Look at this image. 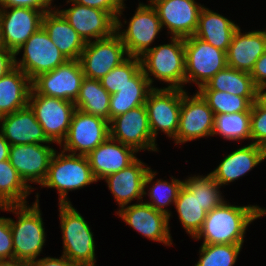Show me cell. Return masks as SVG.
I'll return each instance as SVG.
<instances>
[{
    "mask_svg": "<svg viewBox=\"0 0 266 266\" xmlns=\"http://www.w3.org/2000/svg\"><path fill=\"white\" fill-rule=\"evenodd\" d=\"M10 144L0 132V162L9 159Z\"/></svg>",
    "mask_w": 266,
    "mask_h": 266,
    "instance_id": "7dc6e473",
    "label": "cell"
},
{
    "mask_svg": "<svg viewBox=\"0 0 266 266\" xmlns=\"http://www.w3.org/2000/svg\"><path fill=\"white\" fill-rule=\"evenodd\" d=\"M199 90H217L242 97L258 96V88L254 85L250 73L229 66L217 72Z\"/></svg>",
    "mask_w": 266,
    "mask_h": 266,
    "instance_id": "4dcf8cb0",
    "label": "cell"
},
{
    "mask_svg": "<svg viewBox=\"0 0 266 266\" xmlns=\"http://www.w3.org/2000/svg\"><path fill=\"white\" fill-rule=\"evenodd\" d=\"M79 5L88 6L95 9H101L109 12L115 19L124 17L126 4L122 0H69Z\"/></svg>",
    "mask_w": 266,
    "mask_h": 266,
    "instance_id": "60d3db41",
    "label": "cell"
},
{
    "mask_svg": "<svg viewBox=\"0 0 266 266\" xmlns=\"http://www.w3.org/2000/svg\"><path fill=\"white\" fill-rule=\"evenodd\" d=\"M257 100L266 108V86L258 89Z\"/></svg>",
    "mask_w": 266,
    "mask_h": 266,
    "instance_id": "681fc988",
    "label": "cell"
},
{
    "mask_svg": "<svg viewBox=\"0 0 266 266\" xmlns=\"http://www.w3.org/2000/svg\"><path fill=\"white\" fill-rule=\"evenodd\" d=\"M125 224L151 241L171 246L169 216L141 201L118 209L115 212Z\"/></svg>",
    "mask_w": 266,
    "mask_h": 266,
    "instance_id": "9a60e30c",
    "label": "cell"
},
{
    "mask_svg": "<svg viewBox=\"0 0 266 266\" xmlns=\"http://www.w3.org/2000/svg\"><path fill=\"white\" fill-rule=\"evenodd\" d=\"M36 193L35 202L31 205H8L0 207V211L15 214L17 220L9 218L14 246V259L31 262L43 253L46 242L45 226L40 210L39 196Z\"/></svg>",
    "mask_w": 266,
    "mask_h": 266,
    "instance_id": "7a4b0ae2",
    "label": "cell"
},
{
    "mask_svg": "<svg viewBox=\"0 0 266 266\" xmlns=\"http://www.w3.org/2000/svg\"><path fill=\"white\" fill-rule=\"evenodd\" d=\"M250 75L258 89L266 86V52L256 61Z\"/></svg>",
    "mask_w": 266,
    "mask_h": 266,
    "instance_id": "ee69618b",
    "label": "cell"
},
{
    "mask_svg": "<svg viewBox=\"0 0 266 266\" xmlns=\"http://www.w3.org/2000/svg\"><path fill=\"white\" fill-rule=\"evenodd\" d=\"M21 52L23 55L18 59L16 56ZM67 60L42 26L15 53V67L21 69L31 80L54 70Z\"/></svg>",
    "mask_w": 266,
    "mask_h": 266,
    "instance_id": "9c48e42d",
    "label": "cell"
},
{
    "mask_svg": "<svg viewBox=\"0 0 266 266\" xmlns=\"http://www.w3.org/2000/svg\"><path fill=\"white\" fill-rule=\"evenodd\" d=\"M137 153L132 147L124 145L109 136L92 150L87 158L93 176L99 181L127 167L137 158Z\"/></svg>",
    "mask_w": 266,
    "mask_h": 266,
    "instance_id": "cb8c5ba5",
    "label": "cell"
},
{
    "mask_svg": "<svg viewBox=\"0 0 266 266\" xmlns=\"http://www.w3.org/2000/svg\"><path fill=\"white\" fill-rule=\"evenodd\" d=\"M44 13L33 8H0V32L3 47L16 51L42 26Z\"/></svg>",
    "mask_w": 266,
    "mask_h": 266,
    "instance_id": "ffe728a7",
    "label": "cell"
},
{
    "mask_svg": "<svg viewBox=\"0 0 266 266\" xmlns=\"http://www.w3.org/2000/svg\"><path fill=\"white\" fill-rule=\"evenodd\" d=\"M185 178L184 186L192 193L196 194L201 203V207L208 213L213 208L218 207L226 198H224L221 186L214 177L207 175H191Z\"/></svg>",
    "mask_w": 266,
    "mask_h": 266,
    "instance_id": "d590c367",
    "label": "cell"
},
{
    "mask_svg": "<svg viewBox=\"0 0 266 266\" xmlns=\"http://www.w3.org/2000/svg\"><path fill=\"white\" fill-rule=\"evenodd\" d=\"M185 85L196 84L198 91L227 66L226 52L193 36L184 38Z\"/></svg>",
    "mask_w": 266,
    "mask_h": 266,
    "instance_id": "52a82bcc",
    "label": "cell"
},
{
    "mask_svg": "<svg viewBox=\"0 0 266 266\" xmlns=\"http://www.w3.org/2000/svg\"><path fill=\"white\" fill-rule=\"evenodd\" d=\"M266 52V29L242 32L235 31L226 53L227 66L251 73L254 64Z\"/></svg>",
    "mask_w": 266,
    "mask_h": 266,
    "instance_id": "d4e9b609",
    "label": "cell"
},
{
    "mask_svg": "<svg viewBox=\"0 0 266 266\" xmlns=\"http://www.w3.org/2000/svg\"><path fill=\"white\" fill-rule=\"evenodd\" d=\"M71 4L69 8L61 5L55 9L69 22L85 43L112 36L116 32V19L106 11L88 6Z\"/></svg>",
    "mask_w": 266,
    "mask_h": 266,
    "instance_id": "e0dca14e",
    "label": "cell"
},
{
    "mask_svg": "<svg viewBox=\"0 0 266 266\" xmlns=\"http://www.w3.org/2000/svg\"><path fill=\"white\" fill-rule=\"evenodd\" d=\"M28 105L48 140L60 146L69 131L76 109L74 102L37 94L31 89Z\"/></svg>",
    "mask_w": 266,
    "mask_h": 266,
    "instance_id": "30bf717a",
    "label": "cell"
},
{
    "mask_svg": "<svg viewBox=\"0 0 266 266\" xmlns=\"http://www.w3.org/2000/svg\"><path fill=\"white\" fill-rule=\"evenodd\" d=\"M15 67V54L6 49L0 48V78L6 75Z\"/></svg>",
    "mask_w": 266,
    "mask_h": 266,
    "instance_id": "bcb514c9",
    "label": "cell"
},
{
    "mask_svg": "<svg viewBox=\"0 0 266 266\" xmlns=\"http://www.w3.org/2000/svg\"><path fill=\"white\" fill-rule=\"evenodd\" d=\"M141 69L140 58L129 56L119 66L110 70L100 79L101 85L112 95L130 83V79Z\"/></svg>",
    "mask_w": 266,
    "mask_h": 266,
    "instance_id": "f35d334b",
    "label": "cell"
},
{
    "mask_svg": "<svg viewBox=\"0 0 266 266\" xmlns=\"http://www.w3.org/2000/svg\"><path fill=\"white\" fill-rule=\"evenodd\" d=\"M111 94L101 85L100 80L84 78L75 107L90 115L109 121V102Z\"/></svg>",
    "mask_w": 266,
    "mask_h": 266,
    "instance_id": "1f68e13d",
    "label": "cell"
},
{
    "mask_svg": "<svg viewBox=\"0 0 266 266\" xmlns=\"http://www.w3.org/2000/svg\"><path fill=\"white\" fill-rule=\"evenodd\" d=\"M152 89L153 87L141 69L130 79V83L111 95L109 102V122L116 116L145 105L147 96Z\"/></svg>",
    "mask_w": 266,
    "mask_h": 266,
    "instance_id": "f1b7e54d",
    "label": "cell"
},
{
    "mask_svg": "<svg viewBox=\"0 0 266 266\" xmlns=\"http://www.w3.org/2000/svg\"><path fill=\"white\" fill-rule=\"evenodd\" d=\"M251 109L246 112L214 114L213 136L228 141H251Z\"/></svg>",
    "mask_w": 266,
    "mask_h": 266,
    "instance_id": "e575fe53",
    "label": "cell"
},
{
    "mask_svg": "<svg viewBox=\"0 0 266 266\" xmlns=\"http://www.w3.org/2000/svg\"><path fill=\"white\" fill-rule=\"evenodd\" d=\"M32 192L9 159L0 162V207L28 204L27 197Z\"/></svg>",
    "mask_w": 266,
    "mask_h": 266,
    "instance_id": "d6a6232c",
    "label": "cell"
},
{
    "mask_svg": "<svg viewBox=\"0 0 266 266\" xmlns=\"http://www.w3.org/2000/svg\"><path fill=\"white\" fill-rule=\"evenodd\" d=\"M262 216H266L265 207L231 205L224 200L207 213L202 228L193 239H203L202 244H243L250 224Z\"/></svg>",
    "mask_w": 266,
    "mask_h": 266,
    "instance_id": "6da1fadb",
    "label": "cell"
},
{
    "mask_svg": "<svg viewBox=\"0 0 266 266\" xmlns=\"http://www.w3.org/2000/svg\"><path fill=\"white\" fill-rule=\"evenodd\" d=\"M53 5L54 0H0V8H33L43 13L54 10L57 5Z\"/></svg>",
    "mask_w": 266,
    "mask_h": 266,
    "instance_id": "7bdbcfd3",
    "label": "cell"
},
{
    "mask_svg": "<svg viewBox=\"0 0 266 266\" xmlns=\"http://www.w3.org/2000/svg\"><path fill=\"white\" fill-rule=\"evenodd\" d=\"M55 151L50 144L12 145L9 160L25 184L34 191L36 188L31 184L41 186L44 182Z\"/></svg>",
    "mask_w": 266,
    "mask_h": 266,
    "instance_id": "d6986e66",
    "label": "cell"
},
{
    "mask_svg": "<svg viewBox=\"0 0 266 266\" xmlns=\"http://www.w3.org/2000/svg\"><path fill=\"white\" fill-rule=\"evenodd\" d=\"M238 27L231 19L203 6L194 36L227 53Z\"/></svg>",
    "mask_w": 266,
    "mask_h": 266,
    "instance_id": "4316f807",
    "label": "cell"
},
{
    "mask_svg": "<svg viewBox=\"0 0 266 266\" xmlns=\"http://www.w3.org/2000/svg\"><path fill=\"white\" fill-rule=\"evenodd\" d=\"M223 157L219 165L209 172L221 187L239 180L266 160V149L250 143L230 151Z\"/></svg>",
    "mask_w": 266,
    "mask_h": 266,
    "instance_id": "7402d4cb",
    "label": "cell"
},
{
    "mask_svg": "<svg viewBox=\"0 0 266 266\" xmlns=\"http://www.w3.org/2000/svg\"><path fill=\"white\" fill-rule=\"evenodd\" d=\"M96 182L87 156L56 150L41 188L56 189L59 204H67L72 203L67 197L69 191L80 190Z\"/></svg>",
    "mask_w": 266,
    "mask_h": 266,
    "instance_id": "277c9868",
    "label": "cell"
},
{
    "mask_svg": "<svg viewBox=\"0 0 266 266\" xmlns=\"http://www.w3.org/2000/svg\"><path fill=\"white\" fill-rule=\"evenodd\" d=\"M156 175L157 172L151 168L147 172L144 180V197L147 195L150 200L143 199V201L152 206L155 210L167 214L169 216L170 222L172 211L167 207L174 205L178 197V193L184 184V179L180 180L171 176L170 181L167 179L163 180L161 178H158L156 181H154V179L157 178L155 177Z\"/></svg>",
    "mask_w": 266,
    "mask_h": 266,
    "instance_id": "f546056e",
    "label": "cell"
},
{
    "mask_svg": "<svg viewBox=\"0 0 266 266\" xmlns=\"http://www.w3.org/2000/svg\"><path fill=\"white\" fill-rule=\"evenodd\" d=\"M30 266H79L78 264L70 261L67 257L61 254L58 258L45 256L29 262Z\"/></svg>",
    "mask_w": 266,
    "mask_h": 266,
    "instance_id": "f6af8a7d",
    "label": "cell"
},
{
    "mask_svg": "<svg viewBox=\"0 0 266 266\" xmlns=\"http://www.w3.org/2000/svg\"><path fill=\"white\" fill-rule=\"evenodd\" d=\"M151 166H147L140 158H136L124 169L106 176L107 183L119 209L127 206L135 199L138 202L144 198V180Z\"/></svg>",
    "mask_w": 266,
    "mask_h": 266,
    "instance_id": "44dd1931",
    "label": "cell"
},
{
    "mask_svg": "<svg viewBox=\"0 0 266 266\" xmlns=\"http://www.w3.org/2000/svg\"><path fill=\"white\" fill-rule=\"evenodd\" d=\"M243 244H201L194 266H234Z\"/></svg>",
    "mask_w": 266,
    "mask_h": 266,
    "instance_id": "74e56055",
    "label": "cell"
},
{
    "mask_svg": "<svg viewBox=\"0 0 266 266\" xmlns=\"http://www.w3.org/2000/svg\"><path fill=\"white\" fill-rule=\"evenodd\" d=\"M169 39L171 42L153 46L141 56V67L153 88V82L158 80L166 83V88L185 90L184 38L169 36Z\"/></svg>",
    "mask_w": 266,
    "mask_h": 266,
    "instance_id": "3957f363",
    "label": "cell"
},
{
    "mask_svg": "<svg viewBox=\"0 0 266 266\" xmlns=\"http://www.w3.org/2000/svg\"><path fill=\"white\" fill-rule=\"evenodd\" d=\"M42 27L68 60H79L86 43L56 9L44 13Z\"/></svg>",
    "mask_w": 266,
    "mask_h": 266,
    "instance_id": "484cf974",
    "label": "cell"
},
{
    "mask_svg": "<svg viewBox=\"0 0 266 266\" xmlns=\"http://www.w3.org/2000/svg\"><path fill=\"white\" fill-rule=\"evenodd\" d=\"M251 143L266 149V108L256 100L251 107Z\"/></svg>",
    "mask_w": 266,
    "mask_h": 266,
    "instance_id": "ab89813d",
    "label": "cell"
},
{
    "mask_svg": "<svg viewBox=\"0 0 266 266\" xmlns=\"http://www.w3.org/2000/svg\"><path fill=\"white\" fill-rule=\"evenodd\" d=\"M196 194H192L184 185L174 203L179 222L185 232L194 238L202 228L207 212L201 207Z\"/></svg>",
    "mask_w": 266,
    "mask_h": 266,
    "instance_id": "836d02e7",
    "label": "cell"
},
{
    "mask_svg": "<svg viewBox=\"0 0 266 266\" xmlns=\"http://www.w3.org/2000/svg\"><path fill=\"white\" fill-rule=\"evenodd\" d=\"M214 113L207 101L197 91L190 95L186 91L182 97L179 125L174 144L181 145L189 141L212 135Z\"/></svg>",
    "mask_w": 266,
    "mask_h": 266,
    "instance_id": "4fadbf2b",
    "label": "cell"
},
{
    "mask_svg": "<svg viewBox=\"0 0 266 266\" xmlns=\"http://www.w3.org/2000/svg\"><path fill=\"white\" fill-rule=\"evenodd\" d=\"M157 11L162 28L170 37L193 36L198 27L199 14L204 6L196 0H149Z\"/></svg>",
    "mask_w": 266,
    "mask_h": 266,
    "instance_id": "ac0fdd59",
    "label": "cell"
},
{
    "mask_svg": "<svg viewBox=\"0 0 266 266\" xmlns=\"http://www.w3.org/2000/svg\"><path fill=\"white\" fill-rule=\"evenodd\" d=\"M31 89L32 80L17 67L0 78V117L26 107Z\"/></svg>",
    "mask_w": 266,
    "mask_h": 266,
    "instance_id": "83f0119b",
    "label": "cell"
},
{
    "mask_svg": "<svg viewBox=\"0 0 266 266\" xmlns=\"http://www.w3.org/2000/svg\"><path fill=\"white\" fill-rule=\"evenodd\" d=\"M128 57L121 37L115 32L108 38L87 42L79 62L86 78L100 80Z\"/></svg>",
    "mask_w": 266,
    "mask_h": 266,
    "instance_id": "7c38bea8",
    "label": "cell"
},
{
    "mask_svg": "<svg viewBox=\"0 0 266 266\" xmlns=\"http://www.w3.org/2000/svg\"><path fill=\"white\" fill-rule=\"evenodd\" d=\"M0 266H30L29 262L20 260H3L0 261Z\"/></svg>",
    "mask_w": 266,
    "mask_h": 266,
    "instance_id": "c3c4849f",
    "label": "cell"
},
{
    "mask_svg": "<svg viewBox=\"0 0 266 266\" xmlns=\"http://www.w3.org/2000/svg\"><path fill=\"white\" fill-rule=\"evenodd\" d=\"M3 47L2 40H1V32H0V48Z\"/></svg>",
    "mask_w": 266,
    "mask_h": 266,
    "instance_id": "f907efd6",
    "label": "cell"
},
{
    "mask_svg": "<svg viewBox=\"0 0 266 266\" xmlns=\"http://www.w3.org/2000/svg\"><path fill=\"white\" fill-rule=\"evenodd\" d=\"M85 78L79 60H67L32 80V89L44 96L75 102Z\"/></svg>",
    "mask_w": 266,
    "mask_h": 266,
    "instance_id": "2e32d148",
    "label": "cell"
},
{
    "mask_svg": "<svg viewBox=\"0 0 266 266\" xmlns=\"http://www.w3.org/2000/svg\"><path fill=\"white\" fill-rule=\"evenodd\" d=\"M14 260V246L9 217H0V261Z\"/></svg>",
    "mask_w": 266,
    "mask_h": 266,
    "instance_id": "b9f144b4",
    "label": "cell"
},
{
    "mask_svg": "<svg viewBox=\"0 0 266 266\" xmlns=\"http://www.w3.org/2000/svg\"><path fill=\"white\" fill-rule=\"evenodd\" d=\"M0 132L12 145L53 144L44 134L43 128L29 105L11 114L0 117Z\"/></svg>",
    "mask_w": 266,
    "mask_h": 266,
    "instance_id": "603a6c76",
    "label": "cell"
},
{
    "mask_svg": "<svg viewBox=\"0 0 266 266\" xmlns=\"http://www.w3.org/2000/svg\"><path fill=\"white\" fill-rule=\"evenodd\" d=\"M116 19V33L121 37L128 56H143L151 50L153 43L163 31L157 11L149 2H139L136 10L129 20ZM127 24V27L124 25ZM123 27H125L123 29Z\"/></svg>",
    "mask_w": 266,
    "mask_h": 266,
    "instance_id": "8992f818",
    "label": "cell"
},
{
    "mask_svg": "<svg viewBox=\"0 0 266 266\" xmlns=\"http://www.w3.org/2000/svg\"><path fill=\"white\" fill-rule=\"evenodd\" d=\"M62 255L79 266H96L95 240L88 222L71 204H59Z\"/></svg>",
    "mask_w": 266,
    "mask_h": 266,
    "instance_id": "5b68a950",
    "label": "cell"
},
{
    "mask_svg": "<svg viewBox=\"0 0 266 266\" xmlns=\"http://www.w3.org/2000/svg\"><path fill=\"white\" fill-rule=\"evenodd\" d=\"M110 136L109 121L75 109L62 151L87 156Z\"/></svg>",
    "mask_w": 266,
    "mask_h": 266,
    "instance_id": "8fae6325",
    "label": "cell"
},
{
    "mask_svg": "<svg viewBox=\"0 0 266 266\" xmlns=\"http://www.w3.org/2000/svg\"><path fill=\"white\" fill-rule=\"evenodd\" d=\"M214 114L249 111L257 97H242L217 90H198Z\"/></svg>",
    "mask_w": 266,
    "mask_h": 266,
    "instance_id": "8d00e7d4",
    "label": "cell"
},
{
    "mask_svg": "<svg viewBox=\"0 0 266 266\" xmlns=\"http://www.w3.org/2000/svg\"><path fill=\"white\" fill-rule=\"evenodd\" d=\"M110 137L136 152L141 150L159 152L157 142L153 139L145 105L116 116L109 122Z\"/></svg>",
    "mask_w": 266,
    "mask_h": 266,
    "instance_id": "5bb4252c",
    "label": "cell"
},
{
    "mask_svg": "<svg viewBox=\"0 0 266 266\" xmlns=\"http://www.w3.org/2000/svg\"><path fill=\"white\" fill-rule=\"evenodd\" d=\"M186 91V89L157 86L149 92L145 106L150 130L156 142L160 132L171 140L176 137L182 97Z\"/></svg>",
    "mask_w": 266,
    "mask_h": 266,
    "instance_id": "ba28073f",
    "label": "cell"
}]
</instances>
